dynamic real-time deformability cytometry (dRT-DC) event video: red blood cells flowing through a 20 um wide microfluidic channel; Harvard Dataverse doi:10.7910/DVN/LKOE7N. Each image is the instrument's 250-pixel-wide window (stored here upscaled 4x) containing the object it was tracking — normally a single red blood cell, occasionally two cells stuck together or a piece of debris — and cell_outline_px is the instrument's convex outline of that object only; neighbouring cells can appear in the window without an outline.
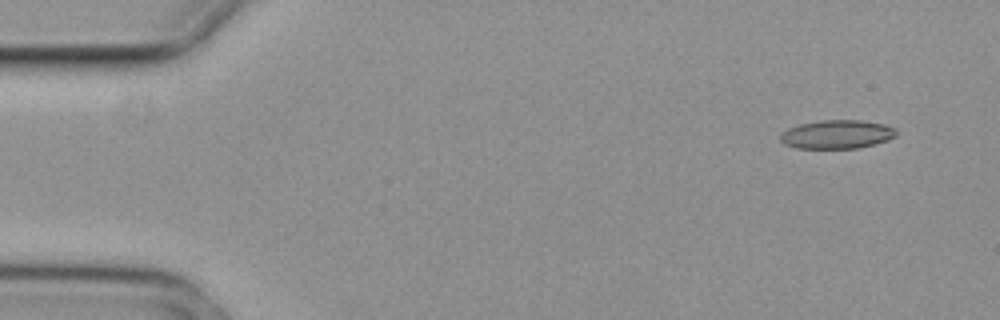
{"species": "common noctule bat (a hibernating species)", "species_latin": "Nyctalus noctula", "temperature_condition": "cold", "stored_images_in_passage": 5, "camera_frame_rate_fps": 3000, "um_per_image_px": 0.085, "animal": {"sex": "female", "body_mass_g": 29.2, "forearm_length_mm": 56.3}, "frame": {"image": 1, "passage_image": 1, "time_ms": 0.0, "image_size_px": [1000, 320], "cell_outline_px": [[896, 136], [888, 140], [876, 144], [860, 148], [796, 148], [784, 144], [780, 140], [780, 136], [788, 128], [800, 124], [820, 120], [860, 120], [884, 124], [896, 128]], "centroid_in_image_um": [71.17, 11.42], "position_along_channel_um": 13.8, "area_um2": 19.42}}
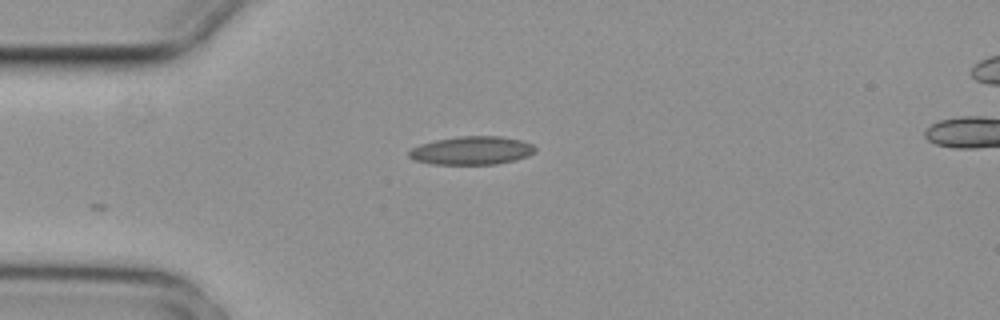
{"frame": {"image": 2, "passage_image": 4, "time_ms": 1.0, "image_size_px": [1000, 320], "cell_outline_px": [[536, 152], [528, 156], [516, 160], [496, 164], [432, 164], [416, 160], [408, 156], [408, 152], [412, 148], [420, 144], [436, 140], [460, 136], [500, 136], [520, 140], [532, 144], [536, 148]], "centroid_in_image_um": [40.12, 12.79], "position_along_channel_um": 44.9, "area_um2": 20.81}}